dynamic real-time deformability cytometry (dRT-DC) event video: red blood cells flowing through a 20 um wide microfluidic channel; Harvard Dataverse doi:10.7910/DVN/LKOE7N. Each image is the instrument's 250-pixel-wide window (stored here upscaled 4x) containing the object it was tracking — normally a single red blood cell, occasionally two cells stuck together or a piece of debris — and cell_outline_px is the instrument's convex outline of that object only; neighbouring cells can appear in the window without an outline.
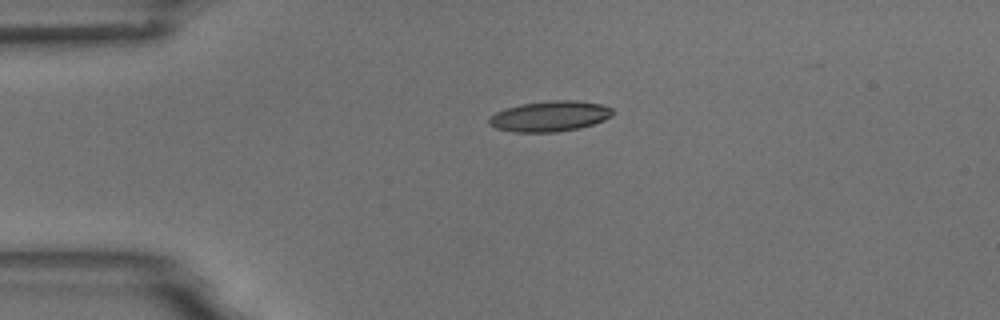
{"species": "common noctule bat (a hibernating species)", "species_latin": "Nyctalus noctula", "temperature_condition": "room temperature", "stored_images_in_passage": 3, "camera_frame_rate_fps": 3000, "um_per_image_px": 0.085, "animal": {"sex": "male", "body_mass_g": 18.8}, "frame": {"image": 1, "passage_image": 3, "time_ms": 2.333, "image_size_px": [1000, 320], "cell_outline_px": [[616, 112], [612, 116], [604, 120], [580, 128], [556, 132], [512, 132], [496, 128], [488, 124], [488, 120], [496, 112], [520, 104], [552, 100], [576, 100], [600, 104], [612, 108]], "centroid_in_image_um": [46.76, 9.88], "position_along_channel_um": 38.2, "area_um2": 22.02}}